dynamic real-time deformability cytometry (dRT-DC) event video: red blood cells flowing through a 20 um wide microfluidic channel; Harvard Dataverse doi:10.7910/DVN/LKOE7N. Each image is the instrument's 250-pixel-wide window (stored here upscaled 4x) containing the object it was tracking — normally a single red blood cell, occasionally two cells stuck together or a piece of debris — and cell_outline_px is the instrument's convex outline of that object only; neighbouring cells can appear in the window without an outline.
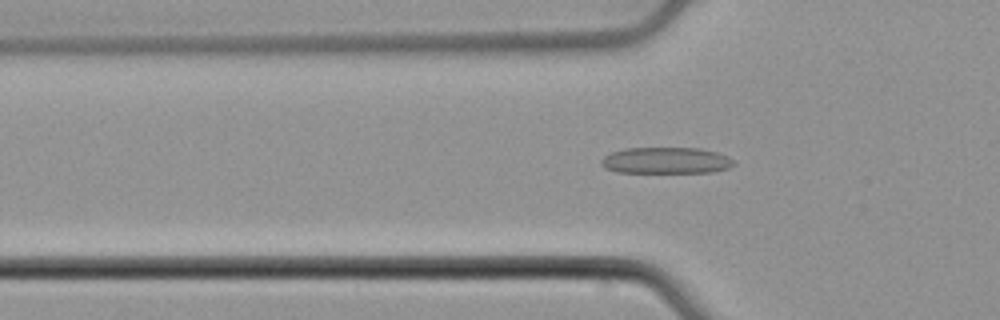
{"species": "common noctule bat (a hibernating species)", "species_latin": "Nyctalus noctula", "temperature_condition": "cold", "stored_images_in_passage": 39, "camera_frame_rate_fps": 3000, "um_per_image_px": 0.085, "animal": {"sex": "male", "body_mass_g": 21.5, "forearm_length_mm": 52.0}, "frame": {"image": 1, "passage_image": 10, "time_ms": 3.0, "image_size_px": [1000, 320], "cell_outline_px": [[736, 164], [728, 168], [712, 172], [616, 172], [604, 168], [600, 164], [600, 160], [604, 156], [612, 152], [624, 148], [700, 148], [716, 152], [728, 156], [736, 160]], "centroid_in_image_um": [56.62, 13.64], "position_along_channel_um": 69.2, "area_um2": 20.52}}
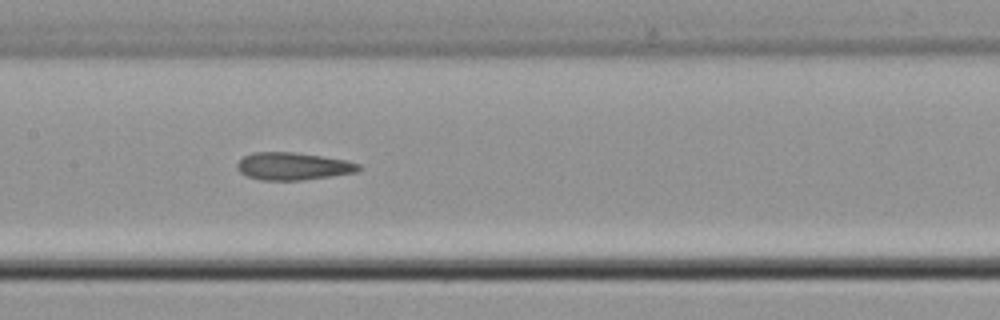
{"frame": {"image": 2, "passage_image": 19, "time_ms": 6.0, "image_size_px": [1000, 320], "cell_outline_px": [[360, 168], [356, 172], [300, 180], [260, 180], [248, 176], [240, 172], [236, 168], [236, 164], [244, 156], [252, 152], [296, 152], [348, 160], [360, 164]], "centroid_in_image_um": [24.88, 14.12], "position_along_channel_um": 182.5, "area_um2": 19.42}}
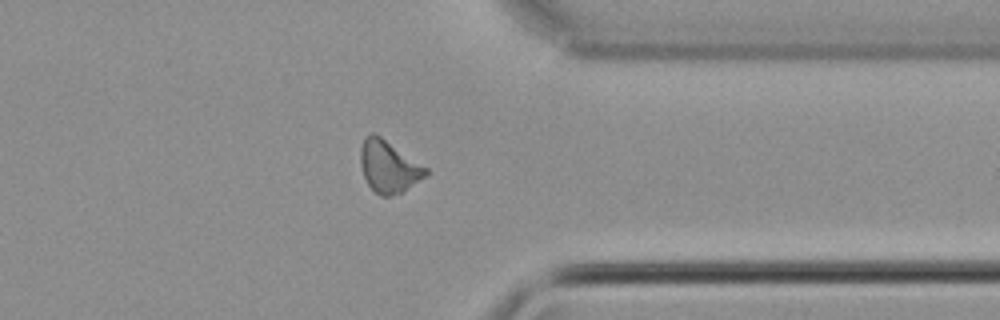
{"frame": {"image": 3, "passage_image": 35, "time_ms": 11.333, "image_size_px": [1000, 320], "cell_outline_px": [[428, 172], [424, 176], [404, 192], [392, 196], [380, 196], [368, 184], [364, 176], [360, 164], [360, 148], [364, 140], [372, 132], [380, 136], [428, 168]], "centroid_in_image_um": [33.03, 14.18], "position_along_channel_um": 378.4, "area_um2": 19.54}, "authors_computed_cell_mechanics": {"area_um2": 19.3052, "velocity_mm_per_s": 3.7934, "shape_relaxation_time_tau1_ms": null, "shape_relaxation_time_tau2_ms": 3.2667, "deformation_change_tau1": null, "deformation_change_tau2": 0.0915}}